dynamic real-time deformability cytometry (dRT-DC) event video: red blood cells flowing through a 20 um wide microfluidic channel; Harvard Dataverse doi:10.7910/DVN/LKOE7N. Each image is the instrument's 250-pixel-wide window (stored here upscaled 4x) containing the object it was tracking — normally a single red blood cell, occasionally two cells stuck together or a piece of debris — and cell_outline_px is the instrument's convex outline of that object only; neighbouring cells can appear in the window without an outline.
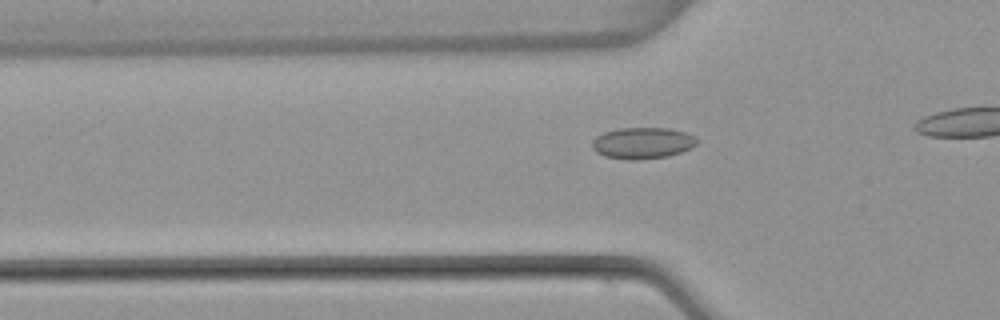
{"species": "common noctule bat (a hibernating species)", "species_latin": "Nyctalus noctula", "temperature_condition": "warm", "stored_images_in_passage": 16, "camera_frame_rate_fps": 3000, "um_per_image_px": 0.085, "animal": {"sex": "female", "body_mass_g": 22.7, "forearm_length_mm": 54.2}, "frame": {"image": 1, "passage_image": 7, "time_ms": 2.0, "image_size_px": [1000, 320], "cell_outline_px": [[696, 144], [692, 148], [668, 156], [636, 160], [628, 160], [604, 156], [596, 152], [592, 148], [592, 140], [596, 136], [604, 132], [620, 128], [668, 128], [684, 132], [696, 136]], "centroid_in_image_um": [54.6, 12.16], "position_along_channel_um": 71.2, "area_um2": 19.19}}
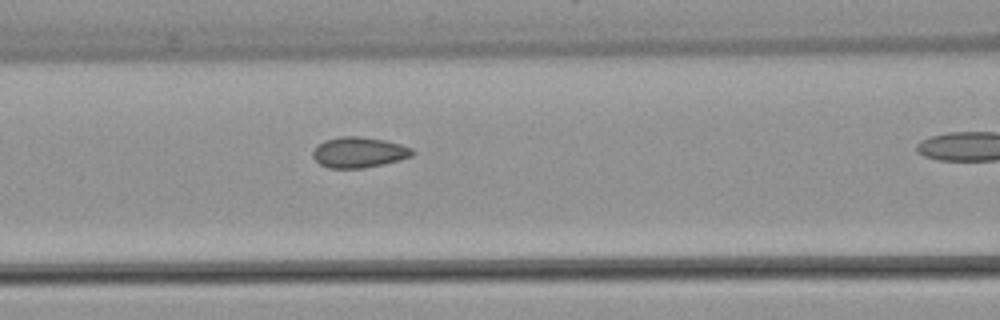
{"frame": {"image": 2, "passage_image": 12, "time_ms": 3.667, "image_size_px": [1000, 320], "cell_outline_px": [[416, 152], [412, 156], [400, 160], [384, 164], [364, 168], [328, 168], [320, 164], [312, 156], [312, 152], [316, 144], [324, 140], [340, 136], [360, 136], [384, 140], [400, 144], [412, 148]], "centroid_in_image_um": [30.5, 12.94], "position_along_channel_um": 136.1, "area_um2": 17.98}}